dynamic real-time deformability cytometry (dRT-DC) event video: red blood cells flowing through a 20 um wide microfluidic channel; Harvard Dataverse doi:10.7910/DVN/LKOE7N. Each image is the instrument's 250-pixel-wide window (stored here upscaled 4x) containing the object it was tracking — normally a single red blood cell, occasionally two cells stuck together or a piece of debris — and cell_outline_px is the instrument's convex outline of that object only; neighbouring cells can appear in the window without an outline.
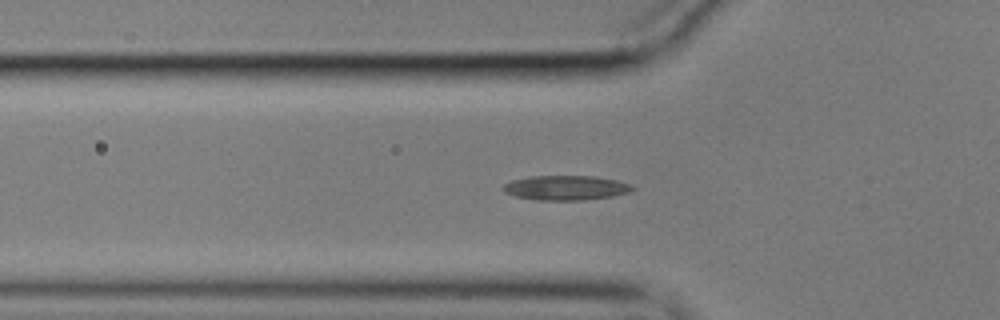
{"species": "common noctule bat (a hibernating species)", "species_latin": "Nyctalus noctula", "temperature_condition": "cold", "stored_images_in_passage": 43, "camera_frame_rate_fps": 3000, "um_per_image_px": 0.085, "animal": {"sex": "male", "body_mass_g": 17.9}, "frame": {"image": 1, "passage_image": 5, "time_ms": 1.333, "image_size_px": [1000, 320], "cell_outline_px": [[636, 188], [628, 192], [612, 196], [584, 200], [536, 200], [516, 196], [504, 192], [504, 184], [512, 180], [528, 176], [596, 176], [616, 180], [632, 184]], "centroid_in_image_um": [48.11, 15.96], "position_along_channel_um": 77.7, "area_um2": 18.55}}
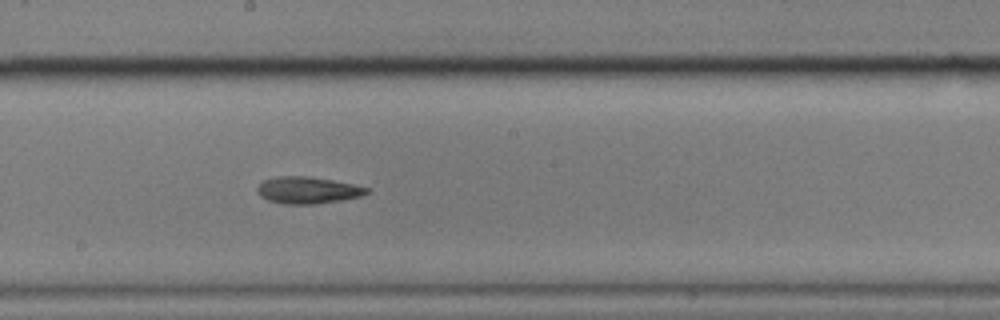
{"frame": {"image": 2, "passage_image": 17, "time_ms": 5.333, "image_size_px": [1000, 320], "cell_outline_px": [[368, 192], [360, 196], [340, 200], [316, 204], [280, 204], [268, 200], [260, 196], [256, 192], [256, 188], [264, 180], [276, 176], [308, 176], [332, 180], [352, 184], [368, 188]], "centroid_in_image_um": [26.09, 16.17], "position_along_channel_um": 222.1, "area_um2": 17.05}}
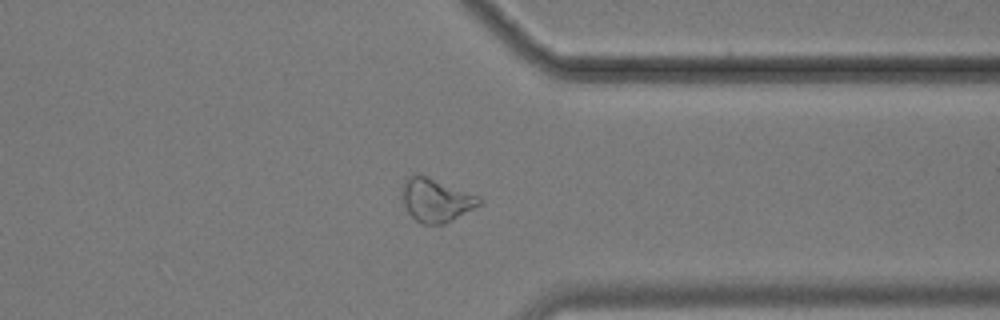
{"frame": {"image": 3, "passage_image": 30, "time_ms": 9.667, "image_size_px": [1000, 320], "cell_outline_px": [[484, 200], [480, 204], [444, 224], [424, 224], [416, 220], [408, 212], [404, 204], [404, 176], [416, 172], [420, 172], [476, 196]], "centroid_in_image_um": [37.02, 16.96], "position_along_channel_um": 374.4, "area_um2": 19.25}, "authors_computed_cell_mechanics": {"area_um2": 17.629, "velocity_mm_per_s": 3.5902, "shape_relaxation_time_tau1_ms": null, "shape_relaxation_time_tau2_ms": 11.0204, "deformation_change_tau1": null, "deformation_change_tau2": 0.2241}}